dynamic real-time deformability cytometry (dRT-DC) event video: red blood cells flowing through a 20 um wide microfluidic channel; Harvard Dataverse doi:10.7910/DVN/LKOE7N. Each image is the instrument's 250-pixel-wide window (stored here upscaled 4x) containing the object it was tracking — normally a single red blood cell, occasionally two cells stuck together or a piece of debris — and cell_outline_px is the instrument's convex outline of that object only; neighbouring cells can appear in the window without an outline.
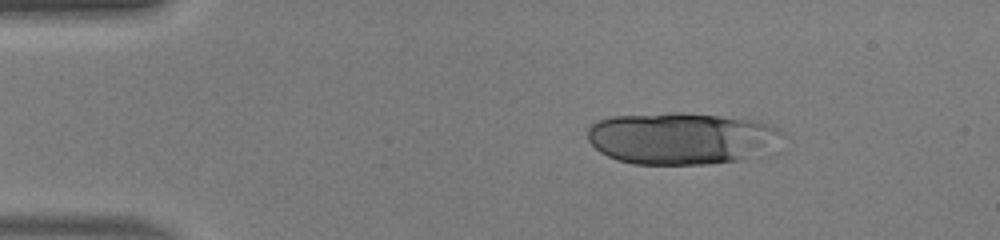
{"species": "human", "species_latin": "Homo sapiens", "temperature_condition": "warm", "stored_images_in_passage": 47, "segment_of_instrument_passage": [1, 2], "camera_frame_rate_fps": 3000, "um_per_image_px": 0.085, "donor": {"sex": "male"}, "frame": {"image": 1, "passage_image": 7, "time_ms": 2.0, "image_size_px": [1000, 240], "cell_outline_px": [[784, 132], [760, 148], [740, 160], [708, 164], [632, 164], [616, 160], [600, 152], [588, 140], [588, 128], [592, 124], [600, 120], [612, 116], [672, 112], [684, 112], [744, 116], [772, 124]], "centroid_in_image_um": [57.81, 11.71], "position_along_channel_um": 27.2, "area_um2": 58.61}}